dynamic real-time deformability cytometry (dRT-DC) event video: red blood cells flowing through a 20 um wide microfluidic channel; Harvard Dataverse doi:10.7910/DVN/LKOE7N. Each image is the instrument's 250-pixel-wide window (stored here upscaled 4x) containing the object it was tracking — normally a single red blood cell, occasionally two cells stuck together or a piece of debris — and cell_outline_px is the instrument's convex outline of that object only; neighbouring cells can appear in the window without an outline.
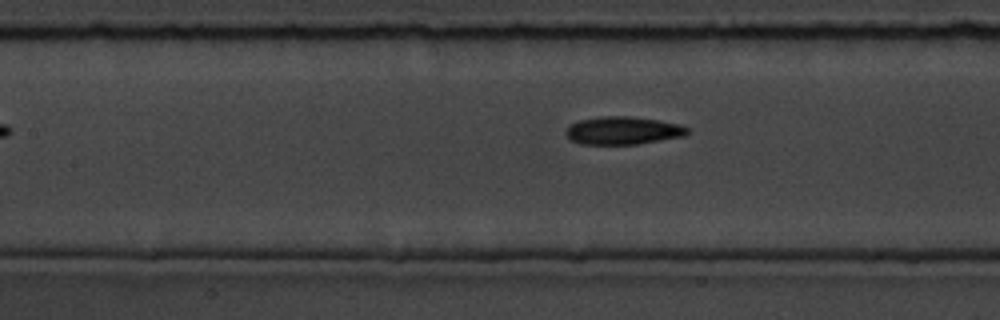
{"species": "common noctule bat (a hibernating species)", "species_latin": "Nyctalus noctula", "temperature_condition": "room temperature", "stored_images_in_passage": 6, "segment_of_instrument_passage": [2, 2], "camera_frame_rate_fps": 3000, "um_per_image_px": 0.085, "animal": {"sex": "male", "body_mass_g": 19.5, "forearm_length_mm": 54.6}, "frame": {"image": 1, "passage_image": 6, "time_ms": 5.667, "image_size_px": [1000, 320], "cell_outline_px": [[688, 132], [684, 136], [636, 144], [580, 144], [572, 140], [564, 132], [572, 124], [580, 120], [600, 116], [632, 116], [660, 120], [680, 124], [688, 128]], "centroid_in_image_um": [52.97, 11.09], "position_along_channel_um": 154.4, "area_um2": 19.65}}